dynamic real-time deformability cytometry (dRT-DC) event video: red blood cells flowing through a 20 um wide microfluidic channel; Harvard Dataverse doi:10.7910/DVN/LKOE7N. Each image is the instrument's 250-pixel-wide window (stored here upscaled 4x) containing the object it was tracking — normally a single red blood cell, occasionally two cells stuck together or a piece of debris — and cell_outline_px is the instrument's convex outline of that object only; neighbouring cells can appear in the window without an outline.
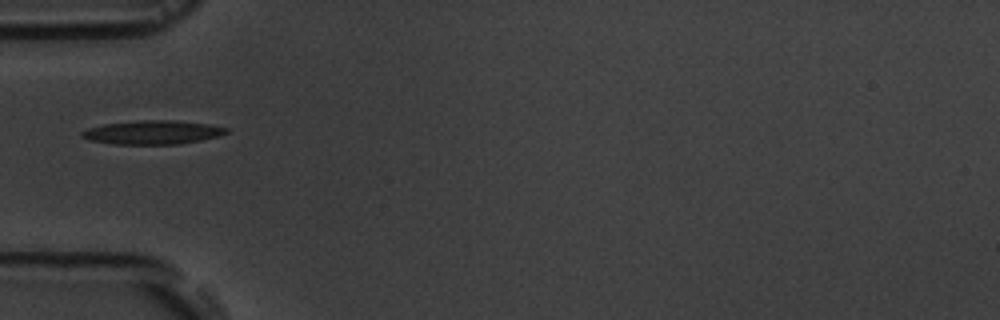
{"species": "common noctule bat (a hibernating species)", "species_latin": "Nyctalus noctula", "temperature_condition": "room temperature", "stored_images_in_passage": 1, "camera_frame_rate_fps": 3000, "um_per_image_px": 0.085, "animal": {"sex": "male", "body_mass_g": 19.5, "forearm_length_mm": 54.6}, "frame": {"image": 1, "passage_image": 1, "time_ms": 0.0, "image_size_px": [1000, 320], "cell_outline_px": [[228, 132], [220, 136], [180, 144], [116, 144], [88, 140], [80, 136], [80, 132], [88, 128], [104, 124], [144, 120], [176, 120], [208, 124], [228, 128]], "centroid_in_image_um": [12.97, 11.25], "position_along_channel_um": 72.0, "area_um2": 20.0}}